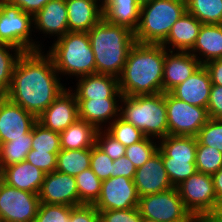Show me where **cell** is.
<instances>
[{"mask_svg": "<svg viewBox=\"0 0 222 222\" xmlns=\"http://www.w3.org/2000/svg\"><path fill=\"white\" fill-rule=\"evenodd\" d=\"M207 113L211 119H222V86L212 84Z\"/></svg>", "mask_w": 222, "mask_h": 222, "instance_id": "f6af8a7d", "label": "cell"}, {"mask_svg": "<svg viewBox=\"0 0 222 222\" xmlns=\"http://www.w3.org/2000/svg\"><path fill=\"white\" fill-rule=\"evenodd\" d=\"M94 53L96 73L119 77L130 49L136 43L134 32L104 18L88 32Z\"/></svg>", "mask_w": 222, "mask_h": 222, "instance_id": "3957f363", "label": "cell"}, {"mask_svg": "<svg viewBox=\"0 0 222 222\" xmlns=\"http://www.w3.org/2000/svg\"><path fill=\"white\" fill-rule=\"evenodd\" d=\"M100 222H142L138 207L125 210L100 211Z\"/></svg>", "mask_w": 222, "mask_h": 222, "instance_id": "7bdbcfd3", "label": "cell"}, {"mask_svg": "<svg viewBox=\"0 0 222 222\" xmlns=\"http://www.w3.org/2000/svg\"><path fill=\"white\" fill-rule=\"evenodd\" d=\"M186 8L202 24H222V0H186Z\"/></svg>", "mask_w": 222, "mask_h": 222, "instance_id": "4dcf8cb0", "label": "cell"}, {"mask_svg": "<svg viewBox=\"0 0 222 222\" xmlns=\"http://www.w3.org/2000/svg\"><path fill=\"white\" fill-rule=\"evenodd\" d=\"M141 4L138 0H106L103 6V18L116 25L135 31L140 20Z\"/></svg>", "mask_w": 222, "mask_h": 222, "instance_id": "4316f807", "label": "cell"}, {"mask_svg": "<svg viewBox=\"0 0 222 222\" xmlns=\"http://www.w3.org/2000/svg\"><path fill=\"white\" fill-rule=\"evenodd\" d=\"M133 181L139 197L163 192L174 187L167 175L159 150L140 168L136 169Z\"/></svg>", "mask_w": 222, "mask_h": 222, "instance_id": "e0dca14e", "label": "cell"}, {"mask_svg": "<svg viewBox=\"0 0 222 222\" xmlns=\"http://www.w3.org/2000/svg\"><path fill=\"white\" fill-rule=\"evenodd\" d=\"M119 103V117L134 125L146 137L159 140L168 135L164 92L154 95L122 96Z\"/></svg>", "mask_w": 222, "mask_h": 222, "instance_id": "277c9868", "label": "cell"}, {"mask_svg": "<svg viewBox=\"0 0 222 222\" xmlns=\"http://www.w3.org/2000/svg\"><path fill=\"white\" fill-rule=\"evenodd\" d=\"M138 209L142 217L157 222H185L192 216L176 187L140 197Z\"/></svg>", "mask_w": 222, "mask_h": 222, "instance_id": "9c48e42d", "label": "cell"}, {"mask_svg": "<svg viewBox=\"0 0 222 222\" xmlns=\"http://www.w3.org/2000/svg\"><path fill=\"white\" fill-rule=\"evenodd\" d=\"M95 144L112 160L125 156L126 147L113 137L106 129H98Z\"/></svg>", "mask_w": 222, "mask_h": 222, "instance_id": "60d3db41", "label": "cell"}, {"mask_svg": "<svg viewBox=\"0 0 222 222\" xmlns=\"http://www.w3.org/2000/svg\"><path fill=\"white\" fill-rule=\"evenodd\" d=\"M155 141V142H154ZM158 141L145 137L138 143L126 147L125 156L133 163L135 168H140L150 157L158 151Z\"/></svg>", "mask_w": 222, "mask_h": 222, "instance_id": "8d00e7d4", "label": "cell"}, {"mask_svg": "<svg viewBox=\"0 0 222 222\" xmlns=\"http://www.w3.org/2000/svg\"><path fill=\"white\" fill-rule=\"evenodd\" d=\"M39 205V194L19 190L0 181V222L33 220Z\"/></svg>", "mask_w": 222, "mask_h": 222, "instance_id": "7c38bea8", "label": "cell"}, {"mask_svg": "<svg viewBox=\"0 0 222 222\" xmlns=\"http://www.w3.org/2000/svg\"><path fill=\"white\" fill-rule=\"evenodd\" d=\"M213 222H222V216H210Z\"/></svg>", "mask_w": 222, "mask_h": 222, "instance_id": "f5cc1de1", "label": "cell"}, {"mask_svg": "<svg viewBox=\"0 0 222 222\" xmlns=\"http://www.w3.org/2000/svg\"><path fill=\"white\" fill-rule=\"evenodd\" d=\"M98 129L91 123L77 119L67 129L59 133L61 149H87L96 143Z\"/></svg>", "mask_w": 222, "mask_h": 222, "instance_id": "83f0119b", "label": "cell"}, {"mask_svg": "<svg viewBox=\"0 0 222 222\" xmlns=\"http://www.w3.org/2000/svg\"><path fill=\"white\" fill-rule=\"evenodd\" d=\"M89 1H92V2H95V3H98L99 5H101V7L103 8L104 4H105V1L106 0H89ZM101 3V4H100Z\"/></svg>", "mask_w": 222, "mask_h": 222, "instance_id": "db71d44e", "label": "cell"}, {"mask_svg": "<svg viewBox=\"0 0 222 222\" xmlns=\"http://www.w3.org/2000/svg\"><path fill=\"white\" fill-rule=\"evenodd\" d=\"M32 147V130L24 138L0 144V169L26 160Z\"/></svg>", "mask_w": 222, "mask_h": 222, "instance_id": "f546056e", "label": "cell"}, {"mask_svg": "<svg viewBox=\"0 0 222 222\" xmlns=\"http://www.w3.org/2000/svg\"><path fill=\"white\" fill-rule=\"evenodd\" d=\"M76 100L78 102L79 119L93 124L97 129H106V126H109L119 117L120 103L118 102L121 101V98ZM106 122H108V125ZM104 125L105 127H103Z\"/></svg>", "mask_w": 222, "mask_h": 222, "instance_id": "ffe728a7", "label": "cell"}, {"mask_svg": "<svg viewBox=\"0 0 222 222\" xmlns=\"http://www.w3.org/2000/svg\"><path fill=\"white\" fill-rule=\"evenodd\" d=\"M204 67L210 75L212 84L222 86V58L208 61Z\"/></svg>", "mask_w": 222, "mask_h": 222, "instance_id": "c3c4849f", "label": "cell"}, {"mask_svg": "<svg viewBox=\"0 0 222 222\" xmlns=\"http://www.w3.org/2000/svg\"><path fill=\"white\" fill-rule=\"evenodd\" d=\"M33 16L19 7L0 0V43L12 45L23 52L43 50L41 43L34 42Z\"/></svg>", "mask_w": 222, "mask_h": 222, "instance_id": "ba28073f", "label": "cell"}, {"mask_svg": "<svg viewBox=\"0 0 222 222\" xmlns=\"http://www.w3.org/2000/svg\"><path fill=\"white\" fill-rule=\"evenodd\" d=\"M43 53L42 50L22 53L5 95L36 118L66 89L51 56Z\"/></svg>", "mask_w": 222, "mask_h": 222, "instance_id": "6da1fadb", "label": "cell"}, {"mask_svg": "<svg viewBox=\"0 0 222 222\" xmlns=\"http://www.w3.org/2000/svg\"><path fill=\"white\" fill-rule=\"evenodd\" d=\"M91 148L61 149L57 155L56 171L76 176L90 168Z\"/></svg>", "mask_w": 222, "mask_h": 222, "instance_id": "f1b7e54d", "label": "cell"}, {"mask_svg": "<svg viewBox=\"0 0 222 222\" xmlns=\"http://www.w3.org/2000/svg\"><path fill=\"white\" fill-rule=\"evenodd\" d=\"M58 74L83 77L96 73L94 53L87 32H67L49 47Z\"/></svg>", "mask_w": 222, "mask_h": 222, "instance_id": "5b68a950", "label": "cell"}, {"mask_svg": "<svg viewBox=\"0 0 222 222\" xmlns=\"http://www.w3.org/2000/svg\"><path fill=\"white\" fill-rule=\"evenodd\" d=\"M11 5L19 7L22 11L36 15L51 0H5Z\"/></svg>", "mask_w": 222, "mask_h": 222, "instance_id": "7dc6e473", "label": "cell"}, {"mask_svg": "<svg viewBox=\"0 0 222 222\" xmlns=\"http://www.w3.org/2000/svg\"><path fill=\"white\" fill-rule=\"evenodd\" d=\"M139 196L134 181L124 176L102 181L98 200L93 204L100 211L125 210L138 207Z\"/></svg>", "mask_w": 222, "mask_h": 222, "instance_id": "4fadbf2b", "label": "cell"}, {"mask_svg": "<svg viewBox=\"0 0 222 222\" xmlns=\"http://www.w3.org/2000/svg\"><path fill=\"white\" fill-rule=\"evenodd\" d=\"M69 32H88L103 19V8L89 0H66Z\"/></svg>", "mask_w": 222, "mask_h": 222, "instance_id": "d4e9b609", "label": "cell"}, {"mask_svg": "<svg viewBox=\"0 0 222 222\" xmlns=\"http://www.w3.org/2000/svg\"><path fill=\"white\" fill-rule=\"evenodd\" d=\"M113 166L111 177L124 176L134 179L136 168L126 156L113 160Z\"/></svg>", "mask_w": 222, "mask_h": 222, "instance_id": "bcb514c9", "label": "cell"}, {"mask_svg": "<svg viewBox=\"0 0 222 222\" xmlns=\"http://www.w3.org/2000/svg\"><path fill=\"white\" fill-rule=\"evenodd\" d=\"M22 53L12 45L0 43V96H5L9 91L14 68Z\"/></svg>", "mask_w": 222, "mask_h": 222, "instance_id": "1f68e13d", "label": "cell"}, {"mask_svg": "<svg viewBox=\"0 0 222 222\" xmlns=\"http://www.w3.org/2000/svg\"><path fill=\"white\" fill-rule=\"evenodd\" d=\"M211 87L210 75L202 65L188 79L173 88L170 93L190 105L207 108Z\"/></svg>", "mask_w": 222, "mask_h": 222, "instance_id": "d6986e66", "label": "cell"}, {"mask_svg": "<svg viewBox=\"0 0 222 222\" xmlns=\"http://www.w3.org/2000/svg\"><path fill=\"white\" fill-rule=\"evenodd\" d=\"M28 222H36V220H35V219H33V220H29Z\"/></svg>", "mask_w": 222, "mask_h": 222, "instance_id": "6f0895ef", "label": "cell"}, {"mask_svg": "<svg viewBox=\"0 0 222 222\" xmlns=\"http://www.w3.org/2000/svg\"><path fill=\"white\" fill-rule=\"evenodd\" d=\"M31 149L42 152L59 153L61 150L59 133L47 129L36 122L32 127Z\"/></svg>", "mask_w": 222, "mask_h": 222, "instance_id": "e575fe53", "label": "cell"}, {"mask_svg": "<svg viewBox=\"0 0 222 222\" xmlns=\"http://www.w3.org/2000/svg\"><path fill=\"white\" fill-rule=\"evenodd\" d=\"M44 176L43 171L26 160L1 170V180L7 185L35 194H39Z\"/></svg>", "mask_w": 222, "mask_h": 222, "instance_id": "603a6c76", "label": "cell"}, {"mask_svg": "<svg viewBox=\"0 0 222 222\" xmlns=\"http://www.w3.org/2000/svg\"><path fill=\"white\" fill-rule=\"evenodd\" d=\"M33 25L43 34L64 36L68 31V15L66 0L49 1L36 15L33 16ZM49 33V34H48Z\"/></svg>", "mask_w": 222, "mask_h": 222, "instance_id": "7402d4cb", "label": "cell"}, {"mask_svg": "<svg viewBox=\"0 0 222 222\" xmlns=\"http://www.w3.org/2000/svg\"><path fill=\"white\" fill-rule=\"evenodd\" d=\"M201 25L196 17L186 11L173 24L161 45L169 51H190L195 45Z\"/></svg>", "mask_w": 222, "mask_h": 222, "instance_id": "cb8c5ba5", "label": "cell"}, {"mask_svg": "<svg viewBox=\"0 0 222 222\" xmlns=\"http://www.w3.org/2000/svg\"><path fill=\"white\" fill-rule=\"evenodd\" d=\"M196 138L200 144L217 148L222 152V119L209 118Z\"/></svg>", "mask_w": 222, "mask_h": 222, "instance_id": "74e56055", "label": "cell"}, {"mask_svg": "<svg viewBox=\"0 0 222 222\" xmlns=\"http://www.w3.org/2000/svg\"><path fill=\"white\" fill-rule=\"evenodd\" d=\"M69 222H100V214L94 205L71 206Z\"/></svg>", "mask_w": 222, "mask_h": 222, "instance_id": "ee69618b", "label": "cell"}, {"mask_svg": "<svg viewBox=\"0 0 222 222\" xmlns=\"http://www.w3.org/2000/svg\"><path fill=\"white\" fill-rule=\"evenodd\" d=\"M74 92L76 99L121 98L118 78L108 74L79 77Z\"/></svg>", "mask_w": 222, "mask_h": 222, "instance_id": "44dd1931", "label": "cell"}, {"mask_svg": "<svg viewBox=\"0 0 222 222\" xmlns=\"http://www.w3.org/2000/svg\"><path fill=\"white\" fill-rule=\"evenodd\" d=\"M192 215L210 216L217 204L212 175L196 172L176 186Z\"/></svg>", "mask_w": 222, "mask_h": 222, "instance_id": "8fae6325", "label": "cell"}, {"mask_svg": "<svg viewBox=\"0 0 222 222\" xmlns=\"http://www.w3.org/2000/svg\"><path fill=\"white\" fill-rule=\"evenodd\" d=\"M71 206L40 203L36 222H69Z\"/></svg>", "mask_w": 222, "mask_h": 222, "instance_id": "f35d334b", "label": "cell"}, {"mask_svg": "<svg viewBox=\"0 0 222 222\" xmlns=\"http://www.w3.org/2000/svg\"><path fill=\"white\" fill-rule=\"evenodd\" d=\"M79 205H93L101 192L102 181L95 175L91 168L82 171L75 176Z\"/></svg>", "mask_w": 222, "mask_h": 222, "instance_id": "d6a6232c", "label": "cell"}, {"mask_svg": "<svg viewBox=\"0 0 222 222\" xmlns=\"http://www.w3.org/2000/svg\"><path fill=\"white\" fill-rule=\"evenodd\" d=\"M113 160L96 144L91 148L90 168L101 180H107L113 172Z\"/></svg>", "mask_w": 222, "mask_h": 222, "instance_id": "ab89813d", "label": "cell"}, {"mask_svg": "<svg viewBox=\"0 0 222 222\" xmlns=\"http://www.w3.org/2000/svg\"><path fill=\"white\" fill-rule=\"evenodd\" d=\"M195 164L197 172L214 175L222 168V152L217 148L202 145L197 141Z\"/></svg>", "mask_w": 222, "mask_h": 222, "instance_id": "836d02e7", "label": "cell"}, {"mask_svg": "<svg viewBox=\"0 0 222 222\" xmlns=\"http://www.w3.org/2000/svg\"><path fill=\"white\" fill-rule=\"evenodd\" d=\"M36 122L33 114L6 96H0V144L24 138Z\"/></svg>", "mask_w": 222, "mask_h": 222, "instance_id": "5bb4252c", "label": "cell"}, {"mask_svg": "<svg viewBox=\"0 0 222 222\" xmlns=\"http://www.w3.org/2000/svg\"><path fill=\"white\" fill-rule=\"evenodd\" d=\"M165 54L161 44L136 42L118 77L122 96L162 93Z\"/></svg>", "mask_w": 222, "mask_h": 222, "instance_id": "7a4b0ae2", "label": "cell"}, {"mask_svg": "<svg viewBox=\"0 0 222 222\" xmlns=\"http://www.w3.org/2000/svg\"><path fill=\"white\" fill-rule=\"evenodd\" d=\"M165 103L168 119V135L194 136L209 119L207 108L190 105L165 93Z\"/></svg>", "mask_w": 222, "mask_h": 222, "instance_id": "30bf717a", "label": "cell"}, {"mask_svg": "<svg viewBox=\"0 0 222 222\" xmlns=\"http://www.w3.org/2000/svg\"><path fill=\"white\" fill-rule=\"evenodd\" d=\"M58 153L42 152L31 149L26 157V161L39 168L45 174L56 170Z\"/></svg>", "mask_w": 222, "mask_h": 222, "instance_id": "b9f144b4", "label": "cell"}, {"mask_svg": "<svg viewBox=\"0 0 222 222\" xmlns=\"http://www.w3.org/2000/svg\"><path fill=\"white\" fill-rule=\"evenodd\" d=\"M202 64L189 51H169L166 49L163 70V92H170L188 79Z\"/></svg>", "mask_w": 222, "mask_h": 222, "instance_id": "ac0fdd59", "label": "cell"}, {"mask_svg": "<svg viewBox=\"0 0 222 222\" xmlns=\"http://www.w3.org/2000/svg\"><path fill=\"white\" fill-rule=\"evenodd\" d=\"M142 222H157V221L142 217Z\"/></svg>", "mask_w": 222, "mask_h": 222, "instance_id": "11a10c76", "label": "cell"}, {"mask_svg": "<svg viewBox=\"0 0 222 222\" xmlns=\"http://www.w3.org/2000/svg\"><path fill=\"white\" fill-rule=\"evenodd\" d=\"M185 222H213L210 216H200V215H192Z\"/></svg>", "mask_w": 222, "mask_h": 222, "instance_id": "f907efd6", "label": "cell"}, {"mask_svg": "<svg viewBox=\"0 0 222 222\" xmlns=\"http://www.w3.org/2000/svg\"><path fill=\"white\" fill-rule=\"evenodd\" d=\"M186 11V0H152L142 4L139 24L134 31L136 42L161 44Z\"/></svg>", "mask_w": 222, "mask_h": 222, "instance_id": "8992f818", "label": "cell"}, {"mask_svg": "<svg viewBox=\"0 0 222 222\" xmlns=\"http://www.w3.org/2000/svg\"><path fill=\"white\" fill-rule=\"evenodd\" d=\"M158 142L164 167L174 187L197 172L196 137L167 135Z\"/></svg>", "mask_w": 222, "mask_h": 222, "instance_id": "52a82bcc", "label": "cell"}, {"mask_svg": "<svg viewBox=\"0 0 222 222\" xmlns=\"http://www.w3.org/2000/svg\"><path fill=\"white\" fill-rule=\"evenodd\" d=\"M40 203L79 206V194L74 176L54 171L45 174L39 192Z\"/></svg>", "mask_w": 222, "mask_h": 222, "instance_id": "2e32d148", "label": "cell"}, {"mask_svg": "<svg viewBox=\"0 0 222 222\" xmlns=\"http://www.w3.org/2000/svg\"><path fill=\"white\" fill-rule=\"evenodd\" d=\"M78 102L72 89L66 88L37 117L43 127L61 133L78 119Z\"/></svg>", "mask_w": 222, "mask_h": 222, "instance_id": "9a60e30c", "label": "cell"}, {"mask_svg": "<svg viewBox=\"0 0 222 222\" xmlns=\"http://www.w3.org/2000/svg\"><path fill=\"white\" fill-rule=\"evenodd\" d=\"M152 0H138V2L142 5V4H145V3H148Z\"/></svg>", "mask_w": 222, "mask_h": 222, "instance_id": "9f6ffc18", "label": "cell"}, {"mask_svg": "<svg viewBox=\"0 0 222 222\" xmlns=\"http://www.w3.org/2000/svg\"><path fill=\"white\" fill-rule=\"evenodd\" d=\"M189 52L193 54L202 65L214 59H221L222 24H202L195 45Z\"/></svg>", "mask_w": 222, "mask_h": 222, "instance_id": "484cf974", "label": "cell"}, {"mask_svg": "<svg viewBox=\"0 0 222 222\" xmlns=\"http://www.w3.org/2000/svg\"><path fill=\"white\" fill-rule=\"evenodd\" d=\"M106 128V130L125 147L138 143L146 137L143 132L134 125L124 121L120 117L116 118Z\"/></svg>", "mask_w": 222, "mask_h": 222, "instance_id": "d590c367", "label": "cell"}, {"mask_svg": "<svg viewBox=\"0 0 222 222\" xmlns=\"http://www.w3.org/2000/svg\"><path fill=\"white\" fill-rule=\"evenodd\" d=\"M210 216H222V196L218 198L216 207Z\"/></svg>", "mask_w": 222, "mask_h": 222, "instance_id": "816d5d0a", "label": "cell"}, {"mask_svg": "<svg viewBox=\"0 0 222 222\" xmlns=\"http://www.w3.org/2000/svg\"><path fill=\"white\" fill-rule=\"evenodd\" d=\"M214 191L217 199L222 196V168L212 175Z\"/></svg>", "mask_w": 222, "mask_h": 222, "instance_id": "681fc988", "label": "cell"}]
</instances>
